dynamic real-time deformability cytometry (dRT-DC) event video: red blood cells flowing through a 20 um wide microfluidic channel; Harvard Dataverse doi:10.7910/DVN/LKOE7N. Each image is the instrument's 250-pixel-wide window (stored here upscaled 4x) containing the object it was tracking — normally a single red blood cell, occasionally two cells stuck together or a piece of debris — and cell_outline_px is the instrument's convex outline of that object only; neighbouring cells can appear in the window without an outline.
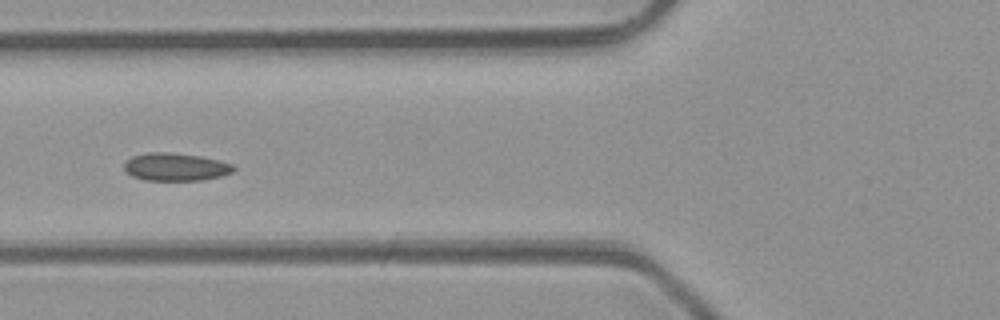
{"species": "common noctule bat (a hibernating species)", "species_latin": "Nyctalus noctula", "temperature_condition": "room temperature", "stored_images_in_passage": 5, "camera_frame_rate_fps": 3000, "um_per_image_px": 0.085, "animal": {"sex": "male", "body_mass_g": 23.1, "forearm_length_mm": 52.7}, "frame": {"image": 1, "passage_image": 5, "time_ms": 5.333, "image_size_px": [1000, 320], "cell_outline_px": [[236, 168], [232, 172], [220, 176], [204, 180], [144, 180], [132, 176], [124, 168], [124, 164], [132, 156], [148, 152], [168, 152], [200, 156], [220, 160], [232, 164]], "centroid_in_image_um": [14.94, 14.18], "position_along_channel_um": 110.9, "area_um2": 17.69}}